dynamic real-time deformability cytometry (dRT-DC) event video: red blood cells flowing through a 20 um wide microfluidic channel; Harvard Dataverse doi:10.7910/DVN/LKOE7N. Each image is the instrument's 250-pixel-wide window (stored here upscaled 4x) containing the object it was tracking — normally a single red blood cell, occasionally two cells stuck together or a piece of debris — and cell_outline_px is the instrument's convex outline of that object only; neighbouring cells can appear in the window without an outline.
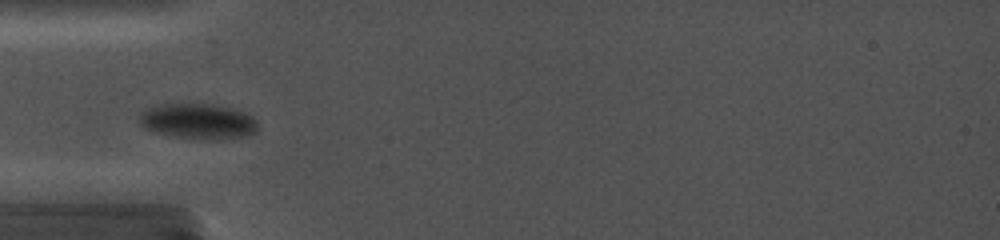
{"species": "common noctule bat (a hibernating species)", "species_latin": "Nyctalus noctula", "temperature_condition": "cold", "stored_images_in_passage": 5, "camera_frame_rate_fps": 5000, "um_per_image_px": 0.085, "animal": {"sex": "female", "body_mass_g": 19.0, "forearm_length_mm": 56.7}, "frame": {"image": 1, "passage_image": 2, "time_ms": 0.2, "image_size_px": [1000, 240], "cell_outline_px": [[248, 128], [240, 136], [232, 140], [188, 140], [168, 136], [152, 128], [148, 124], [148, 120], [156, 116], [232, 116], [248, 124]], "centroid_in_image_um": [16.95, 10.81], "position_along_channel_um": 68.0, "area_um2": 14.57}}